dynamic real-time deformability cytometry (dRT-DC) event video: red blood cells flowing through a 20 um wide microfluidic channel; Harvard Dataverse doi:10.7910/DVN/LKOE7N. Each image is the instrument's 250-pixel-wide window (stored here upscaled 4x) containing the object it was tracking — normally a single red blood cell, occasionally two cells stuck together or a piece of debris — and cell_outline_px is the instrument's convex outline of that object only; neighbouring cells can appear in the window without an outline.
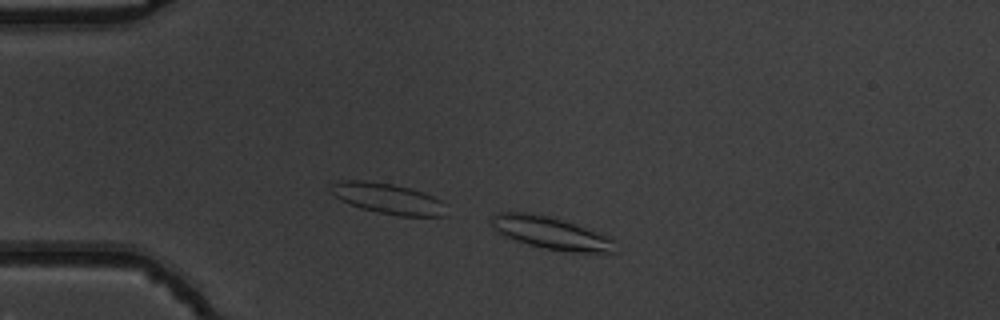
{"species": "common noctule bat (a hibernating species)", "species_latin": "Nyctalus noctula", "temperature_condition": "warm", "stored_images_in_passage": 34, "camera_frame_rate_fps": 3000, "um_per_image_px": 0.085, "animal": {"sex": "male", "body_mass_g": 19.5, "forearm_length_mm": 54.6}, "frame": {"image": 1, "passage_image": 1, "time_ms": 0.0, "image_size_px": [1000, 320], "cell_outline_px": [[616, 252], [572, 252], [544, 248], [528, 244], [516, 240], [500, 232], [488, 220], [496, 212], [528, 212], [548, 216], [576, 224], [612, 236], [616, 240]], "centroid_in_image_um": [46.91, 19.79], "position_along_channel_um": 38.1, "area_um2": 23.35}}
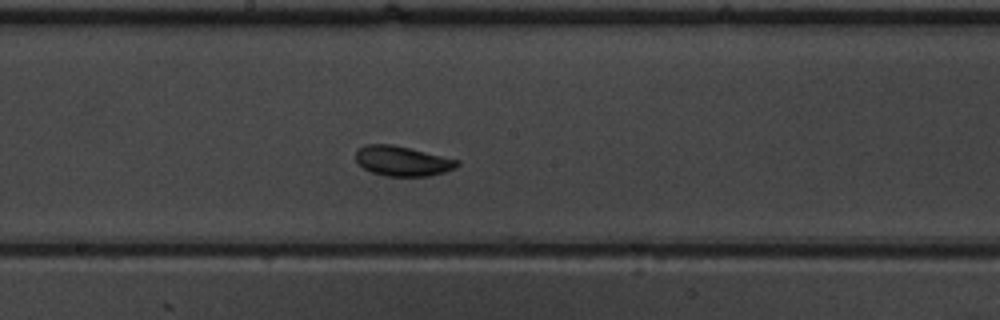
{"frame": {"image": 2, "passage_image": 18, "time_ms": 5.667, "image_size_px": [1000, 320], "cell_outline_px": [[460, 164], [456, 168], [444, 172], [428, 176], [388, 176], [372, 172], [364, 168], [356, 160], [356, 152], [364, 144], [392, 144], [460, 160]], "centroid_in_image_um": [34.23, 13.68], "position_along_channel_um": 214.0, "area_um2": 17.57}}
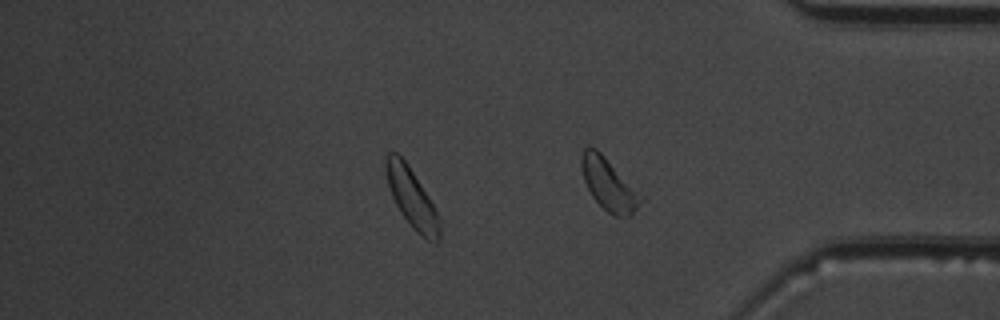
{"frame": {"image": 3, "passage_image": 32, "time_ms": 10.333, "image_size_px": [1000, 320], "cell_outline_px": [[440, 240], [436, 244], [420, 236], [416, 232], [400, 212], [392, 196], [388, 184], [384, 168], [384, 156], [388, 152], [396, 152], [408, 164], [428, 196], [440, 220]], "centroid_in_image_um": [34.98, 16.83], "position_along_channel_um": 400.2, "area_um2": 18.55}, "authors_computed_cell_mechanics": {"area_um2": 17.6001, "velocity_mm_per_s": 3.8223, "shape_relaxation_time_tau1_ms": null, "shape_relaxation_time_tau2_ms": 4.9519, "deformation_change_tau1": null, "deformation_change_tau2": 0.1019}}